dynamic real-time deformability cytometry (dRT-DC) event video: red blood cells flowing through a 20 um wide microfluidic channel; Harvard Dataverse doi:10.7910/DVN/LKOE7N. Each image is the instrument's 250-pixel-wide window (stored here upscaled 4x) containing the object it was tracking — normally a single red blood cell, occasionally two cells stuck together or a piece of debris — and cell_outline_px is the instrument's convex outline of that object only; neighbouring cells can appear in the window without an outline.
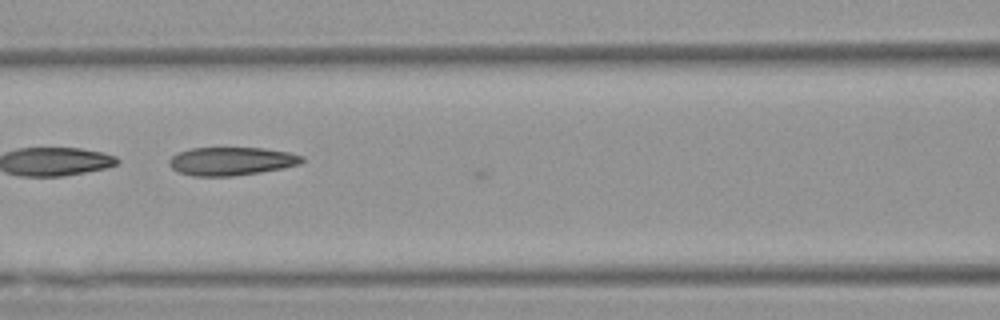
{"species": "Egyptian fruit bat (a non-hibernating species)", "species_latin": "Rousettus aegyptiacus", "temperature_condition": "warm", "stored_images_in_passage": 8, "camera_frame_rate_fps": 3000, "um_per_image_px": 0.085, "animal": {"sex": "female"}, "frame": {"image": 1, "passage_image": 6, "time_ms": 1.667, "image_size_px": [1000, 320], "cell_outline_px": [[304, 160], [300, 164], [284, 168], [260, 172], [232, 176], [192, 176], [176, 172], [168, 164], [168, 160], [176, 152], [192, 148], [264, 148], [288, 152], [304, 156]], "centroid_in_image_um": [19.64, 13.7], "position_along_channel_um": 147.0, "area_um2": 22.08}}